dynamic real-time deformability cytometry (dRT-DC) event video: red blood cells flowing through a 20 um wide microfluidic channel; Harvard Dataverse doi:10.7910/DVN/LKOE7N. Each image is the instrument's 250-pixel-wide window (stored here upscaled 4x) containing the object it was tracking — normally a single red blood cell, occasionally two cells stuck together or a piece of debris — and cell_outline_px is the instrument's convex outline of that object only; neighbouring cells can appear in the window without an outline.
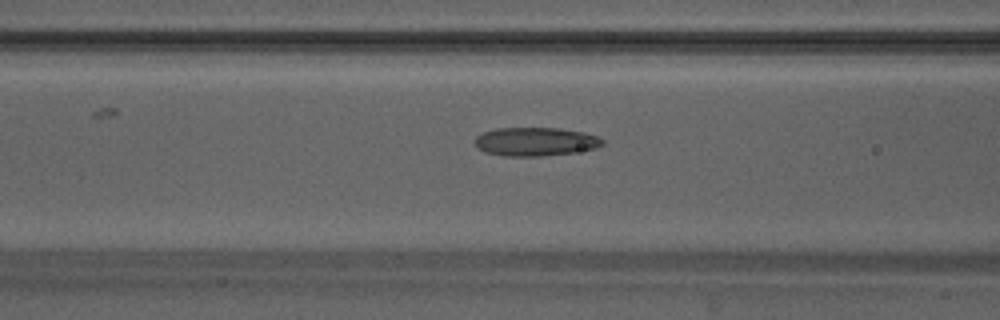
{"species": "Egyptian fruit bat (a non-hibernating species)", "species_latin": "Rousettus aegyptiacus", "temperature_condition": "warm", "stored_images_in_passage": 38, "camera_frame_rate_fps": 3000, "um_per_image_px": 0.085, "animal": {"sex": "male"}, "frame": {"image": 1, "passage_image": 9, "time_ms": 2.667, "image_size_px": [1000, 320], "cell_outline_px": [[604, 144], [596, 148], [572, 152], [540, 156], [504, 156], [484, 152], [476, 148], [472, 140], [480, 132], [496, 128], [560, 128], [584, 132], [596, 136], [604, 140]], "centroid_in_image_um": [45.43, 12.03], "position_along_channel_um": 121.2, "area_um2": 21.5}}
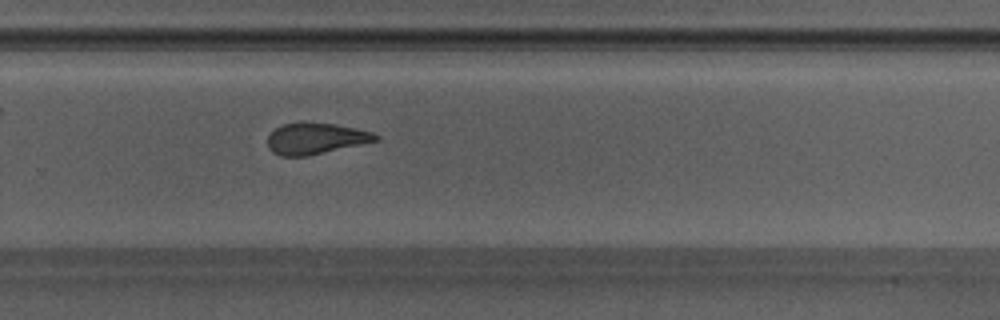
{"frame": {"image": 2, "passage_image": 22, "time_ms": 7.0, "image_size_px": [1000, 320], "cell_outline_px": [[380, 136], [376, 140], [360, 144], [308, 156], [280, 156], [272, 152], [268, 148], [268, 136], [276, 128], [284, 124], [336, 124], [356, 128], [372, 132]], "centroid_in_image_um": [26.81, 11.8], "position_along_channel_um": 303.0, "area_um2": 19.07}}
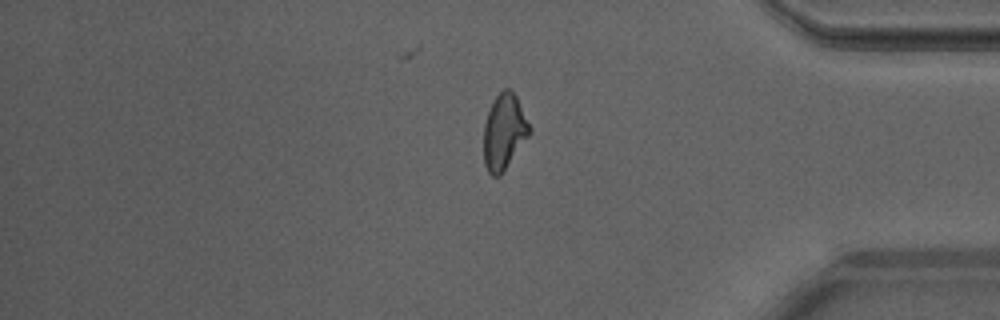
{"frame": {"image": 3, "passage_image": 30, "time_ms": 9.667, "image_size_px": [1000, 320], "cell_outline_px": [[532, 132], [504, 172], [500, 176], [492, 176], [488, 172], [484, 164], [484, 124], [492, 100], [504, 88], [508, 88], [516, 96], [532, 128]], "centroid_in_image_um": [42.86, 11.23], "position_along_channel_um": 392.3, "area_um2": 20.4}, "authors_computed_cell_mechanics": {"area_um2": 20.4034, "velocity_mm_per_s": 4.2064, "shape_relaxation_time_tau1_ms": null, "shape_relaxation_time_tau2_ms": 2.0782, "deformation_change_tau1": null, "deformation_change_tau2": 0.1186}}